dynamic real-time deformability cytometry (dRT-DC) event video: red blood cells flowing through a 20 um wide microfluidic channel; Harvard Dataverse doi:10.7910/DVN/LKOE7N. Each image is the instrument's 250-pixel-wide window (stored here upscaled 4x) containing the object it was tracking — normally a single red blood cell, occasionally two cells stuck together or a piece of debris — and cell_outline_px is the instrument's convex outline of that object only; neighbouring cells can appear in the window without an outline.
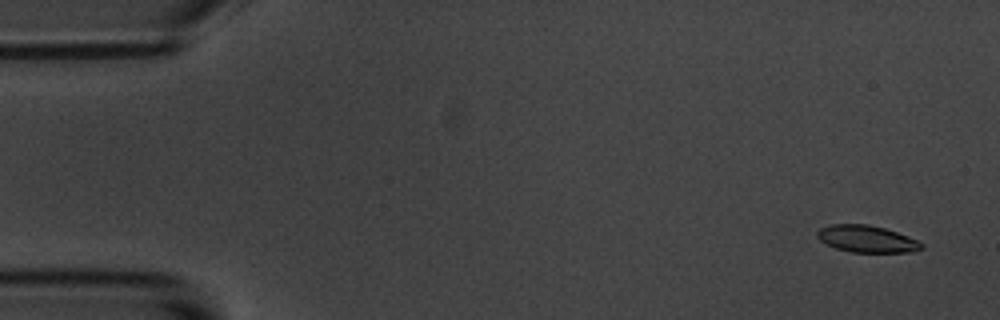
{"species": "common noctule bat (a hibernating species)", "species_latin": "Nyctalus noctula", "temperature_condition": "room temperature", "stored_images_in_passage": 5, "camera_frame_rate_fps": 3000, "um_per_image_px": 0.085, "animal": {"sex": "male", "body_mass_g": 20.1, "forearm_length_mm": 53.5}, "frame": {"image": 1, "passage_image": 1, "time_ms": 0.0, "image_size_px": [1000, 320], "cell_outline_px": [[924, 248], [912, 252], [852, 252], [836, 248], [820, 240], [816, 236], [816, 232], [820, 228], [832, 224], [868, 224], [884, 228], [908, 236], [924, 244]], "centroid_in_image_um": [73.68, 20.3], "position_along_channel_um": 11.3, "area_um2": 16.3}}
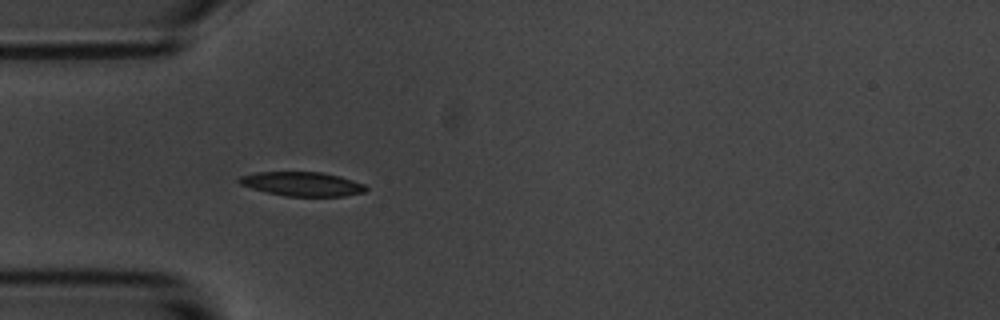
{"frame": {"image": 2, "passage_image": 5, "time_ms": 4.667, "image_size_px": [1000, 320], "cell_outline_px": [[368, 188], [364, 192], [344, 196], [288, 196], [268, 192], [252, 188], [240, 184], [236, 180], [240, 176], [256, 172], [324, 172], [340, 176], [364, 184]], "centroid_in_image_um": [25.69, 15.63], "position_along_channel_um": 59.3, "area_um2": 17.74}}